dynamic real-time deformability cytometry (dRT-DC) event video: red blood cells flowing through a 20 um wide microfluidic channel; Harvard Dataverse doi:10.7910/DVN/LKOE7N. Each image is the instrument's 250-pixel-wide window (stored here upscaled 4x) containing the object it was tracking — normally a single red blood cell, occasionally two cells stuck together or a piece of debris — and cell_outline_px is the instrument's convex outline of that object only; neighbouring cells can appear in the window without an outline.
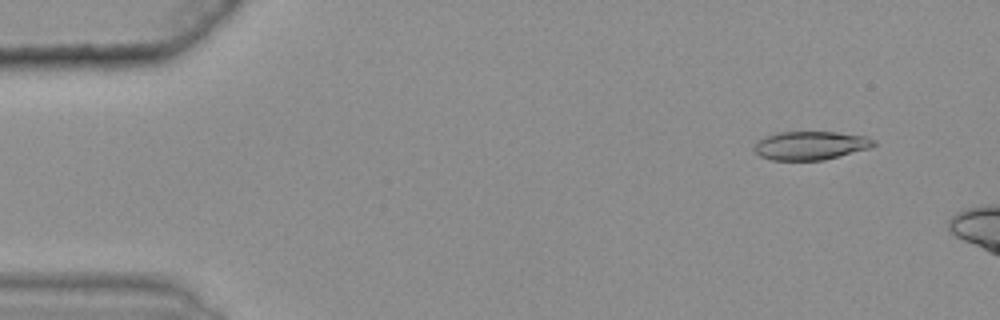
{"species": "common noctule bat (a hibernating species)", "species_latin": "Nyctalus noctula", "temperature_condition": "warm", "stored_images_in_passage": 8, "camera_frame_rate_fps": 3000, "um_per_image_px": 0.085, "animal": {"sex": "female", "body_mass_g": 25.1}, "frame": {"image": 1, "passage_image": 1, "time_ms": 0.0, "image_size_px": [1000, 320], "cell_outline_px": [[876, 144], [868, 148], [824, 160], [772, 160], [760, 156], [756, 152], [756, 144], [760, 140], [768, 136], [780, 132], [836, 132], [868, 136], [876, 140]], "centroid_in_image_um": [68.95, 12.36], "position_along_channel_um": 16.0, "area_um2": 19.59}}